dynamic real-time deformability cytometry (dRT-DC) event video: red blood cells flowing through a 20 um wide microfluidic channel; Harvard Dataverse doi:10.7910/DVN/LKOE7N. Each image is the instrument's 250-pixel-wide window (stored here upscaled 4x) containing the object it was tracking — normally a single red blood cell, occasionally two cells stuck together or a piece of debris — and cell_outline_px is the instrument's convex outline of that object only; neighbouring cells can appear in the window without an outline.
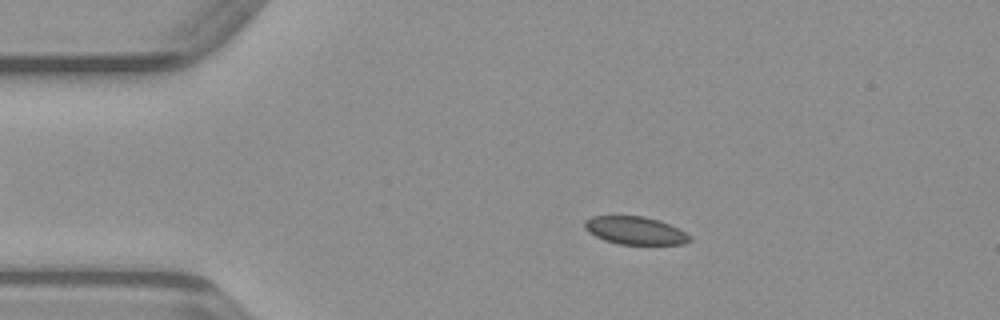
{"species": "common noctule bat (a hibernating species)", "species_latin": "Nyctalus noctula", "temperature_condition": "warm", "stored_images_in_passage": 49, "camera_frame_rate_fps": 3000, "um_per_image_px": 0.085, "animal": {"sex": "male", "body_mass_g": 23.1, "forearm_length_mm": 52.7}, "frame": {"image": 1, "passage_image": 9, "time_ms": 2.667, "image_size_px": [1000, 320], "cell_outline_px": [[692, 240], [684, 244], [616, 244], [604, 240], [588, 232], [584, 228], [584, 220], [592, 216], [644, 216], [660, 220], [684, 232]], "centroid_in_image_um": [53.94, 19.59], "position_along_channel_um": 31.1, "area_um2": 16.99}}
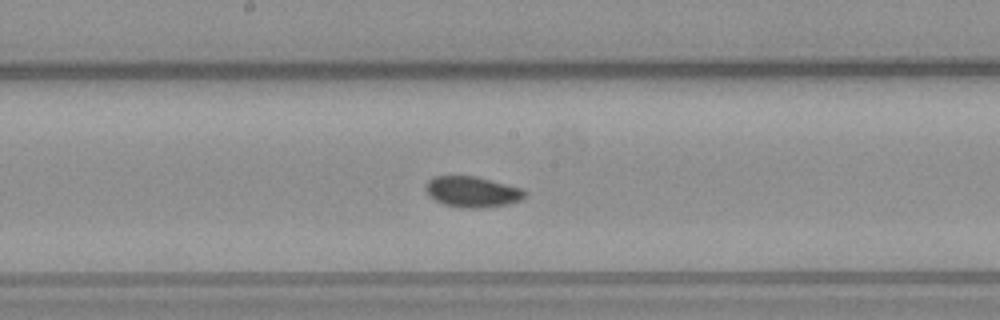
{"frame": {"image": 2, "passage_image": 25, "time_ms": 8.0, "image_size_px": [1000, 320], "cell_outline_px": [[524, 196], [520, 200], [508, 204], [484, 208], [460, 208], [444, 204], [428, 196], [424, 188], [424, 184], [432, 176], [476, 176], [520, 188], [524, 192]], "centroid_in_image_um": [40.06, 16.3], "position_along_channel_um": 208.1, "area_um2": 17.8}}
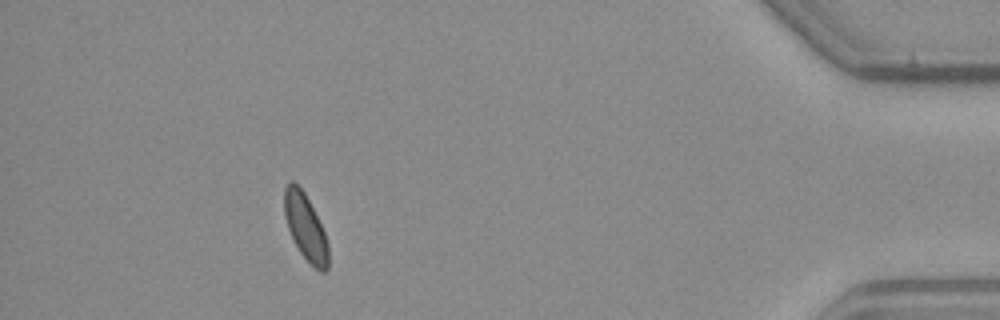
{"frame": {"image": 3, "passage_image": 44, "time_ms": 14.333, "image_size_px": [1000, 320], "cell_outline_px": [[328, 268], [324, 272], [320, 272], [300, 252], [288, 228], [284, 216], [284, 188], [288, 180], [292, 180], [304, 192], [324, 232], [328, 244]], "centroid_in_image_um": [25.95, 19.28], "position_along_channel_um": 409.3, "area_um2": 16.59}}